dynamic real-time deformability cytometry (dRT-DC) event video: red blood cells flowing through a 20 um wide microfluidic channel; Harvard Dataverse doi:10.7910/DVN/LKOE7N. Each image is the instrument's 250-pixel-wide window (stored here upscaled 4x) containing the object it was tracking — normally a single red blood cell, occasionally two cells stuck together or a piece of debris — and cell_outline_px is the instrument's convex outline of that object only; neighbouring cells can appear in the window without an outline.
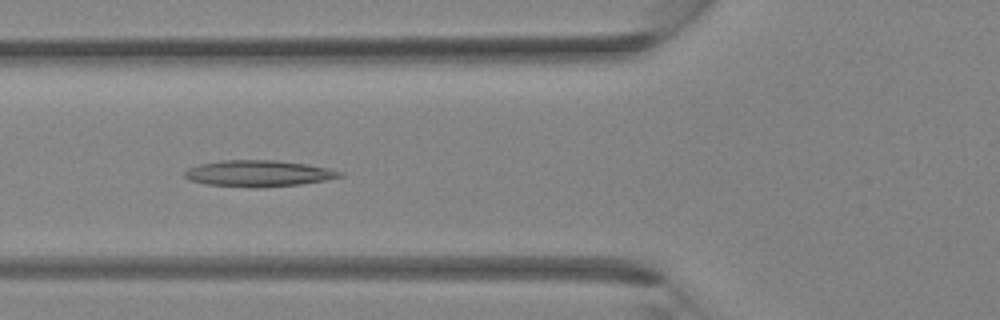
{"species": "Egyptian fruit bat (a non-hibernating species)", "species_latin": "Rousettus aegyptiacus", "temperature_condition": "room temperature", "stored_images_in_passage": 8, "camera_frame_rate_fps": 3000, "um_per_image_px": 0.085, "animal": {"sex": "female"}, "frame": {"image": 1, "passage_image": 6, "time_ms": 1.667, "image_size_px": [1000, 320], "cell_outline_px": [[344, 176], [324, 180], [300, 184], [256, 188], [204, 184], [188, 180], [184, 176], [184, 172], [188, 168], [200, 164], [220, 160], [276, 160], [304, 164], [328, 168], [344, 172]], "centroid_in_image_um": [21.94, 14.74], "position_along_channel_um": 103.9, "area_um2": 23.81}}